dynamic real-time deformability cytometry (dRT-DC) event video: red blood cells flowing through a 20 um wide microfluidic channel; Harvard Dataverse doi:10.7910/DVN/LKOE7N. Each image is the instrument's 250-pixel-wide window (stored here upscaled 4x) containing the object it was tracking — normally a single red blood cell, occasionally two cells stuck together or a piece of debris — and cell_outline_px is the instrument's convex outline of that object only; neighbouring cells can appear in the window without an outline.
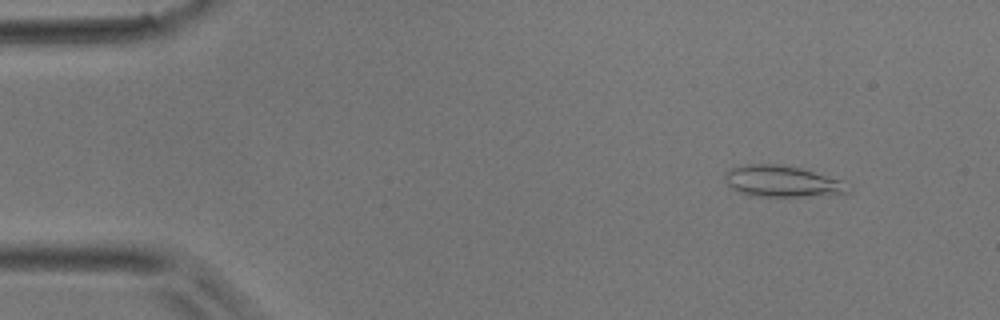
{"species": "common noctule bat (a hibernating species)", "species_latin": "Nyctalus noctula", "temperature_condition": "room temperature", "stored_images_in_passage": 4, "camera_frame_rate_fps": 3000, "um_per_image_px": 0.085, "animal": {"sex": "male", "body_mass_g": 17.9}, "frame": {"image": 1, "passage_image": 2, "time_ms": 0.333, "image_size_px": [1000, 320], "cell_outline_px": [[852, 192], [844, 196], [748, 196], [732, 188], [728, 184], [724, 176], [724, 172], [732, 168], [752, 164], [784, 164], [800, 168], [844, 180], [852, 188]], "centroid_in_image_um": [66.63, 15.44], "position_along_channel_um": 18.4, "area_um2": 23.06}}